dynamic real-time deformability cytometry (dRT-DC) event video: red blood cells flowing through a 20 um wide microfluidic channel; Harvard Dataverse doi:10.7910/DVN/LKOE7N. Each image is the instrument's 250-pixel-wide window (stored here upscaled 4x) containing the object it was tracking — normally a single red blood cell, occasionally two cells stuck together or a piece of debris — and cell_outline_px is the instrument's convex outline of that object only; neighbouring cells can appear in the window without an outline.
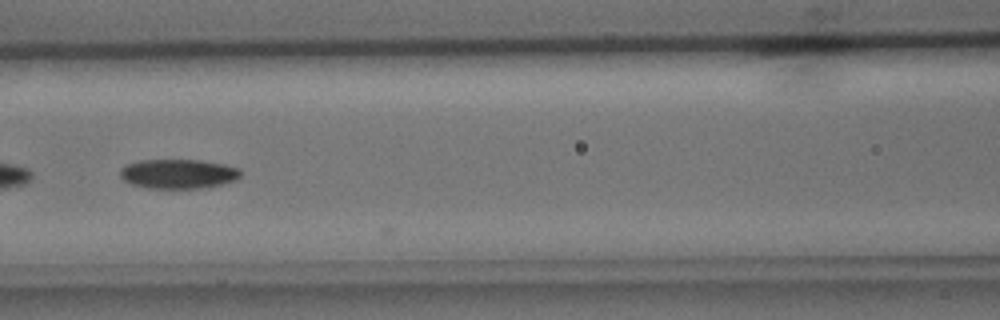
{"species": "common noctule bat (a hibernating species)", "species_latin": "Nyctalus noctula", "temperature_condition": "cold", "stored_images_in_passage": 4, "camera_frame_rate_fps": 3000, "um_per_image_px": 0.085, "animal": {"sex": "male", "body_mass_g": 15.6}, "frame": {"image": 1, "passage_image": 4, "time_ms": 1.0, "image_size_px": [1000, 320], "cell_outline_px": [[240, 176], [236, 180], [220, 184], [200, 188], [148, 188], [132, 184], [124, 180], [120, 176], [120, 168], [124, 164], [140, 160], [200, 160], [224, 164], [240, 168]], "centroid_in_image_um": [15.12, 14.76], "position_along_channel_um": 151.5, "area_um2": 20.69}}